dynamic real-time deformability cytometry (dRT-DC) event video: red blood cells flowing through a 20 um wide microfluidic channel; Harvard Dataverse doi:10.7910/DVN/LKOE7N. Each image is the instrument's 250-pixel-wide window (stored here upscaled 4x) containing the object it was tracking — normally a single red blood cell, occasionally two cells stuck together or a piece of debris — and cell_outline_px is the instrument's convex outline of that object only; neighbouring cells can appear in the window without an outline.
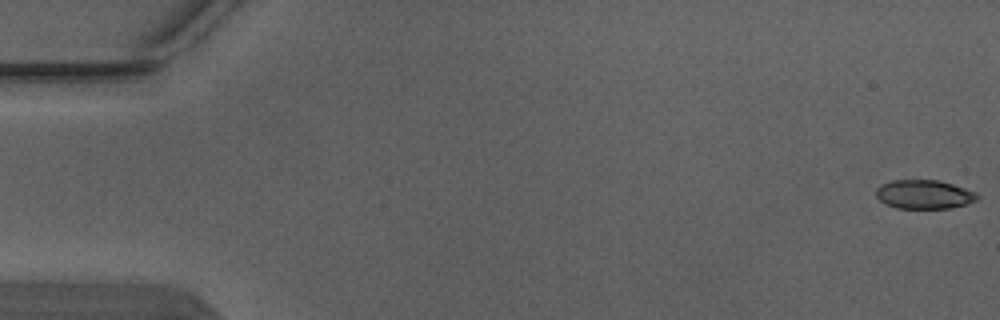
{"species": "Egyptian fruit bat (a non-hibernating species)", "species_latin": "Rousettus aegyptiacus", "temperature_condition": "warm", "stored_images_in_passage": 6, "segment_of_instrument_passage": [1, 2], "camera_frame_rate_fps": 3000, "um_per_image_px": 0.085, "animal": {"sex": "male"}, "frame": {"image": 1, "passage_image": 1, "time_ms": 0.0, "image_size_px": [1000, 320], "cell_outline_px": [[980, 196], [976, 200], [964, 204], [948, 208], [896, 208], [880, 200], [876, 196], [876, 188], [880, 184], [892, 180], [940, 180], [976, 192]], "centroid_in_image_um": [78.53, 16.51], "position_along_channel_um": 6.5, "area_um2": 16.94}}
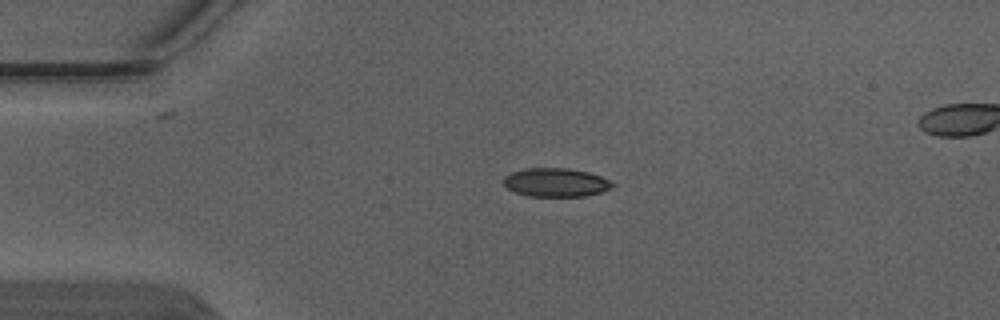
{"frame": {"image": 2, "passage_image": 4, "time_ms": 1.0, "image_size_px": [1000, 320], "cell_outline_px": [[616, 184], [612, 188], [600, 192], [584, 196], [528, 196], [516, 192], [508, 188], [504, 184], [504, 176], [512, 172], [528, 168], [568, 168], [588, 172], [600, 176]], "centroid_in_image_um": [47.26, 15.5], "position_along_channel_um": 37.7, "area_um2": 18.03}}